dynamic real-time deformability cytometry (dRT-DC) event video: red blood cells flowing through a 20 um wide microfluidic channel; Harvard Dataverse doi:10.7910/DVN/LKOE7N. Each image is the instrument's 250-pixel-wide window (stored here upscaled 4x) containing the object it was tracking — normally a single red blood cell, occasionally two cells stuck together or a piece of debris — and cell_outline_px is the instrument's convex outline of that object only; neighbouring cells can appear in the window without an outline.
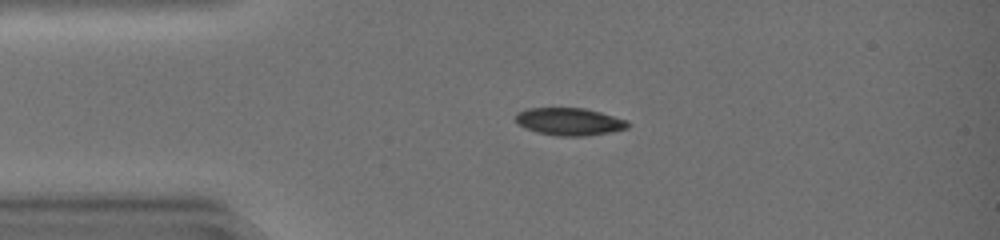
{"species": "common noctule bat (a hibernating species)", "species_latin": "Nyctalus noctula", "temperature_condition": "warm", "stored_images_in_passage": 36, "camera_frame_rate_fps": 3000, "um_per_image_px": 0.085, "animal": {"sex": "female", "body_mass_g": 19.0, "forearm_length_mm": 51.5}, "frame": {"image": 1, "passage_image": 1, "time_ms": 0.0, "image_size_px": [1000, 240], "cell_outline_px": [[632, 124], [628, 128], [608, 132], [576, 136], [564, 136], [540, 132], [528, 128], [520, 124], [516, 120], [516, 112], [528, 108], [584, 108], [600, 112], [628, 120]], "centroid_in_image_um": [48.45, 10.31], "position_along_channel_um": 36.6, "area_um2": 17.57}}
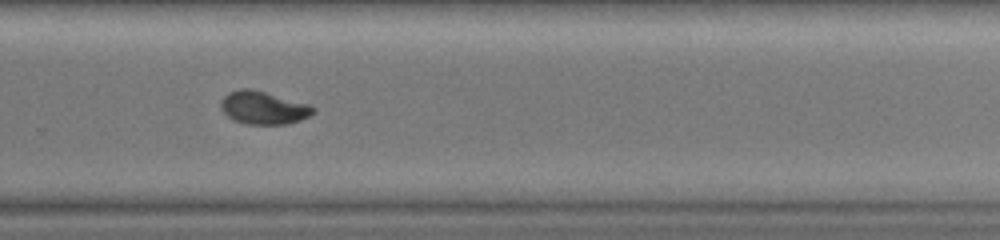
{"frame": {"image": 2, "passage_image": 22, "time_ms": 7.0, "image_size_px": [1000, 240], "cell_outline_px": [[316, 112], [300, 120], [288, 124], [244, 124], [232, 120], [220, 108], [220, 100], [228, 92], [240, 88], [252, 88], [308, 104], [316, 108]], "centroid_in_image_um": [22.36, 9.15], "position_along_channel_um": 307.4, "area_um2": 17.92}}
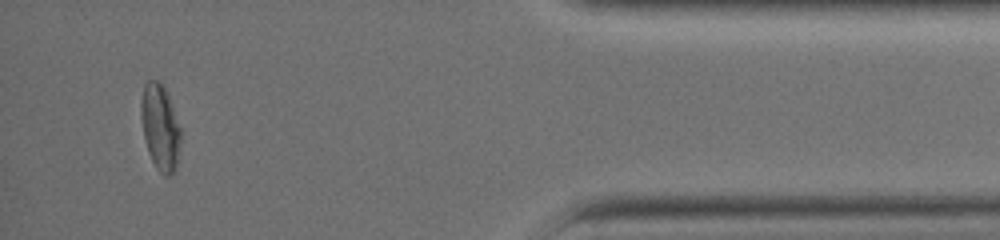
{"frame": {"image": 3, "passage_image": 33, "time_ms": 10.667, "image_size_px": [1000, 240], "cell_outline_px": [[184, 132], [176, 168], [168, 176], [164, 176], [156, 168], [148, 152], [144, 136], [140, 116], [140, 104], [144, 84], [148, 80], [160, 80], [164, 84], [168, 92]], "centroid_in_image_um": [13.66, 10.77], "position_along_channel_um": 421.5, "area_um2": 20.81}, "authors_computed_cell_mechanics": {"area_um2": 18.5249, "velocity_mm_per_s": 4.2885, "shape_relaxation_time_tau1_ms": 5.1034, "shape_relaxation_time_tau2_ms": 2.4008, "deformation_change_tau1": 0.1936, "deformation_change_tau2": 0.0368}}